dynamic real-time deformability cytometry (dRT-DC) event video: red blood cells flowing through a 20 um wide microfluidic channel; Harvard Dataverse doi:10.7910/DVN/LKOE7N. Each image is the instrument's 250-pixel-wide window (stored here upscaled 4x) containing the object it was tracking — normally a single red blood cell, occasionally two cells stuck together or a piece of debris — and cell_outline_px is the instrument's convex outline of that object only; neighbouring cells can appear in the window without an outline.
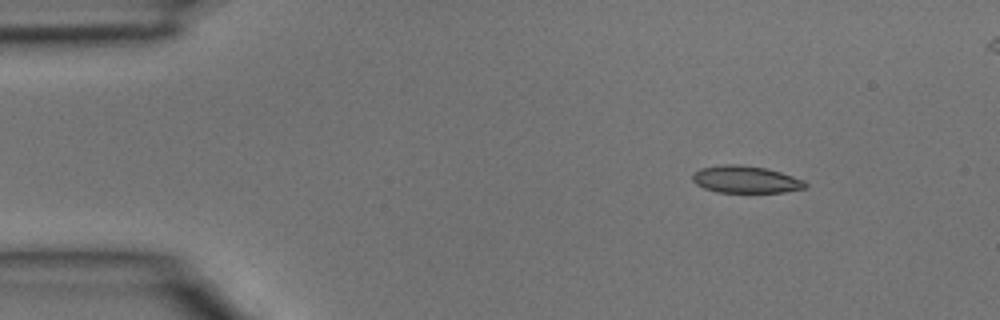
{"species": "common noctule bat (a hibernating species)", "species_latin": "Nyctalus noctula", "temperature_condition": "room temperature", "stored_images_in_passage": 2, "camera_frame_rate_fps": 3000, "um_per_image_px": 0.085, "animal": {"sex": "male", "body_mass_g": 15.6}, "frame": {"image": 1, "passage_image": 1, "time_ms": 0.0, "image_size_px": [1000, 320], "cell_outline_px": [[808, 184], [804, 188], [784, 192], [716, 192], [704, 188], [696, 184], [692, 180], [692, 172], [700, 168], [724, 164], [740, 164], [768, 168], [804, 180]], "centroid_in_image_um": [63.35, 15.24], "position_along_channel_um": 21.7, "area_um2": 17.98}}